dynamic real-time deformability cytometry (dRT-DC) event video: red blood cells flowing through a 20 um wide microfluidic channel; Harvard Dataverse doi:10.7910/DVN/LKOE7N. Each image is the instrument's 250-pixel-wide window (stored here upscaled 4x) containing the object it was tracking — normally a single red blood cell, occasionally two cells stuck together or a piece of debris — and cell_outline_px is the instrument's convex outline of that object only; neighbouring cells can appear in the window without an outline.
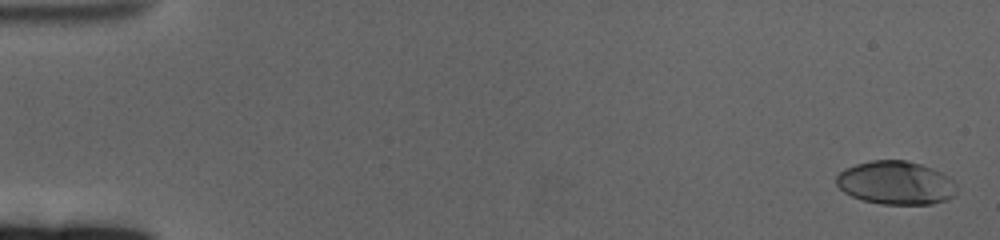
{"species": "human", "species_latin": "Homo sapiens", "temperature_condition": "cold", "stored_images_in_passage": 63, "camera_frame_rate_fps": 3000, "um_per_image_px": 0.085, "donor": {"sex": "female"}, "frame": {"image": 1, "passage_image": 2, "time_ms": 0.333, "image_size_px": [1000, 240], "cell_outline_px": [[956, 192], [952, 196], [944, 200], [932, 204], [880, 204], [860, 200], [844, 192], [836, 184], [836, 176], [844, 168], [856, 164], [872, 160], [904, 160], [920, 164], [932, 168], [948, 176], [956, 184]], "centroid_in_image_um": [76.11, 15.54], "position_along_channel_um": 8.9, "area_um2": 30.46}}
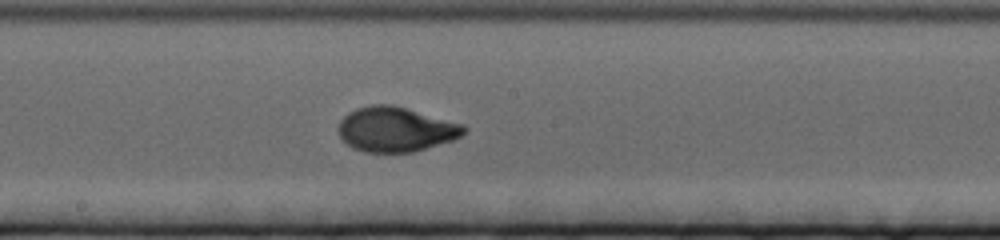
{"frame": {"image": 2, "passage_image": 35, "time_ms": 11.333, "image_size_px": [1000, 240], "cell_outline_px": [[468, 128], [456, 140], [412, 152], [364, 152], [352, 148], [340, 136], [336, 128], [340, 120], [348, 112], [356, 108], [372, 104], [392, 104], [464, 124]], "centroid_in_image_um": [33.63, 10.99], "position_along_channel_um": 214.6, "area_um2": 33.0}}
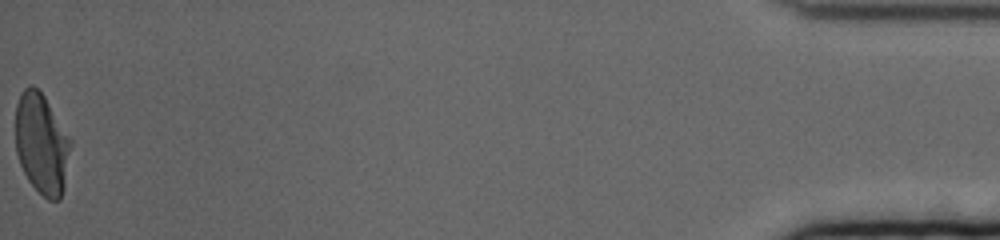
{"frame": {"image": 3, "passage_image": 63, "time_ms": 20.667, "image_size_px": [1000, 240], "cell_outline_px": [[72, 144], [64, 188], [60, 200], [48, 200], [28, 180], [20, 164], [16, 152], [16, 104], [20, 92], [24, 88], [32, 84], [44, 96], [72, 140]], "centroid_in_image_um": [3.55, 12.22], "position_along_channel_um": 431.6, "area_um2": 32.43}, "authors_computed_cell_mechanics": {"area_um2": 31.6166, "velocity_mm_per_s": 3.3035, "shape_relaxation_time_tau1_ms": 4.5695, "shape_relaxation_time_tau2_ms": 0.9075, "deformation_change_tau1": 0.1936, "deformation_change_tau2": 0.0406}}